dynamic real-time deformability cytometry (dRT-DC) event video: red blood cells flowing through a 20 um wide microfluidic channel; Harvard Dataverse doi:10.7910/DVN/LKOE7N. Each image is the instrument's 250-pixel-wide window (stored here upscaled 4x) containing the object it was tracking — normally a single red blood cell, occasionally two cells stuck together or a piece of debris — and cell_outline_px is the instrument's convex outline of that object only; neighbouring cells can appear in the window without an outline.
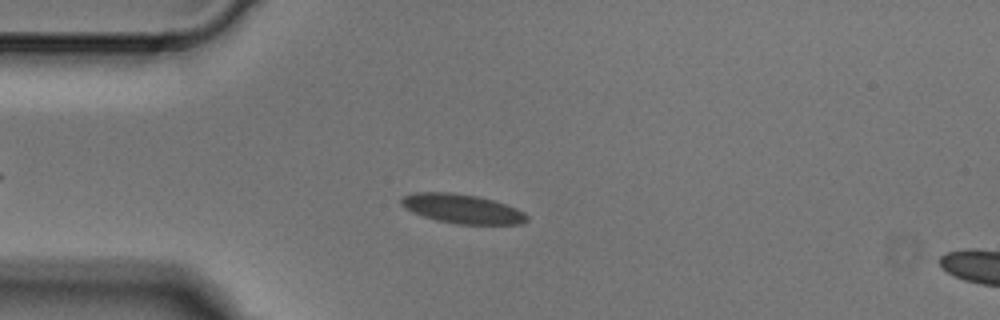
{"species": "Egyptian fruit bat (a non-hibernating species)", "species_latin": "Rousettus aegyptiacus", "temperature_condition": "cold", "stored_images_in_passage": 5, "segment_of_instrument_passage": [1, 2], "camera_frame_rate_fps": 3000, "um_per_image_px": 0.085, "animal": {"sex": "male"}, "frame": {"image": 1, "passage_image": 4, "time_ms": 1.0, "image_size_px": [1000, 320], "cell_outline_px": [[528, 220], [520, 224], [456, 224], [436, 220], [412, 212], [404, 208], [400, 204], [400, 200], [404, 196], [412, 192], [452, 192], [476, 196], [492, 200], [516, 208], [524, 212], [528, 216]], "centroid_in_image_um": [39.25, 17.74], "position_along_channel_um": 45.7, "area_um2": 21.39}}